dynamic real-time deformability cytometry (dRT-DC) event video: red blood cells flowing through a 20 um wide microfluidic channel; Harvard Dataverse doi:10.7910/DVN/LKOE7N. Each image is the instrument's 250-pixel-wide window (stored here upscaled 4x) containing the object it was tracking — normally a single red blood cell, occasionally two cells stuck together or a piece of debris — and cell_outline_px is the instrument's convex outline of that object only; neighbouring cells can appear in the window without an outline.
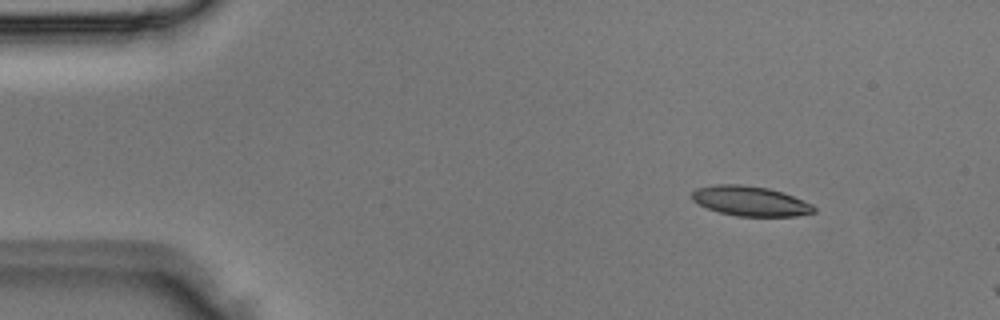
{"species": "Egyptian fruit bat (a non-hibernating species)", "species_latin": "Rousettus aegyptiacus", "temperature_condition": "room temperature", "stored_images_in_passage": 4, "camera_frame_rate_fps": 3000, "um_per_image_px": 0.085, "animal": {"sex": "male"}, "frame": {"image": 1, "passage_image": 1, "time_ms": 0.0, "image_size_px": [1000, 320], "cell_outline_px": [[816, 212], [796, 216], [736, 216], [720, 212], [708, 208], [692, 200], [692, 192], [696, 188], [716, 184], [740, 184], [768, 188], [784, 192], [812, 204], [816, 208]], "centroid_in_image_um": [63.8, 17.08], "position_along_channel_um": 21.2, "area_um2": 21.21}}